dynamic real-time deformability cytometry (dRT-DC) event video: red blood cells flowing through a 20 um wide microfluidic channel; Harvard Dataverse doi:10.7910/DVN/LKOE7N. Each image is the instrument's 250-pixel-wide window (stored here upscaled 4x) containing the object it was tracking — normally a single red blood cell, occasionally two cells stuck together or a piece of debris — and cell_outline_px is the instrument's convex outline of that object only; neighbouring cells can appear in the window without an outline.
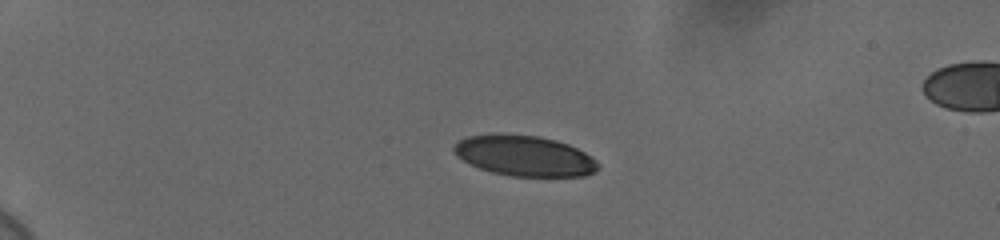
{"species": "human", "species_latin": "Homo sapiens", "temperature_condition": "cold", "stored_images_in_passage": 44, "camera_frame_rate_fps": 3000, "um_per_image_px": 0.085, "donor": {"sex": "female"}, "frame": {"image": 1, "passage_image": 1, "time_ms": 0.0, "image_size_px": [1000, 240], "cell_outline_px": [[600, 168], [596, 172], [584, 176], [512, 176], [492, 172], [480, 168], [456, 156], [452, 148], [460, 140], [468, 136], [500, 132], [540, 136], [556, 140], [568, 144], [592, 156], [600, 164]], "centroid_in_image_um": [44.61, 13.22], "position_along_channel_um": 40.4, "area_um2": 34.39}}
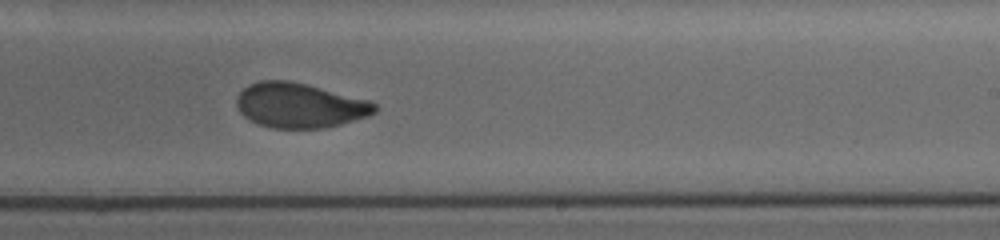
{"frame": {"image": 2, "passage_image": 25, "time_ms": 8.0, "image_size_px": [1000, 240], "cell_outline_px": [[376, 112], [368, 116], [340, 124], [324, 128], [272, 128], [256, 124], [248, 120], [240, 112], [236, 104], [236, 96], [248, 84], [260, 80], [288, 80], [368, 100], [376, 104]], "centroid_in_image_um": [25.41, 8.97], "position_along_channel_um": 263.6, "area_um2": 35.95}}
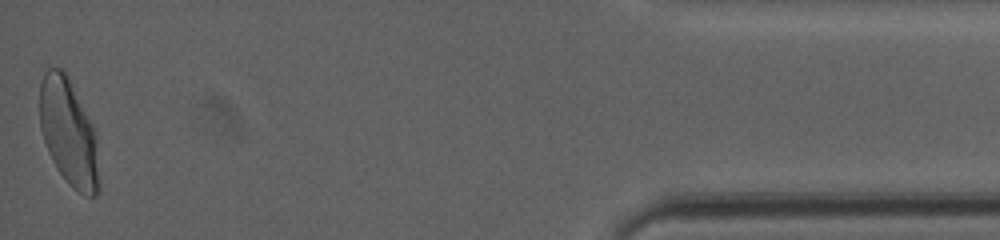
{"frame": {"image": 3, "passage_image": 44, "time_ms": 14.333, "image_size_px": [1000, 240], "cell_outline_px": [[100, 192], [96, 196], [84, 196], [72, 188], [68, 184], [56, 168], [48, 152], [40, 128], [40, 84], [44, 72], [48, 68], [60, 68], [64, 72], [92, 124], [96, 136], [100, 184]], "centroid_in_image_um": [5.84, 11.35], "position_along_channel_um": 429.4, "area_um2": 36.82}, "authors_computed_cell_mechanics": {"area_um2": 36.3273, "velocity_mm_per_s": 3.6737, "shape_relaxation_time_tau1_ms": 6.5521, "shape_relaxation_time_tau2_ms": 1.1428, "deformation_change_tau1": 0.1763, "deformation_change_tau2": 0.0618}}